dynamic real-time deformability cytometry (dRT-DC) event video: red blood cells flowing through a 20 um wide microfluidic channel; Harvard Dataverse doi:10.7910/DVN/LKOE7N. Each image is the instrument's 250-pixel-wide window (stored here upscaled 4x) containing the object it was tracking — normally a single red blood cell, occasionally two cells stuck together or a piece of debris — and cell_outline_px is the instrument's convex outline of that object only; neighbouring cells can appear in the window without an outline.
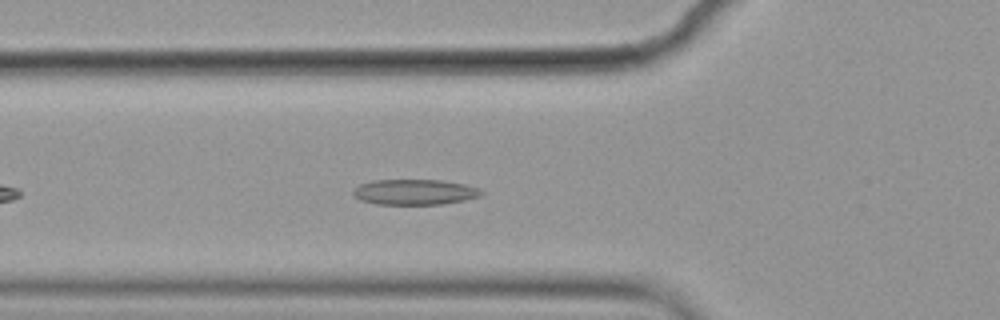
{"species": "common noctule bat (a hibernating species)", "species_latin": "Nyctalus noctula", "temperature_condition": "cold", "stored_images_in_passage": 43, "camera_frame_rate_fps": 3000, "um_per_image_px": 0.085, "animal": {"sex": "female", "body_mass_g": 19.9}, "frame": {"image": 1, "passage_image": 6, "time_ms": 1.667, "image_size_px": [1000, 320], "cell_outline_px": [[484, 192], [480, 196], [464, 200], [440, 204], [376, 204], [360, 200], [352, 196], [352, 192], [360, 184], [372, 180], [440, 180], [464, 184], [476, 188]], "centroid_in_image_um": [35.2, 16.32], "position_along_channel_um": 90.6, "area_um2": 18.9}}
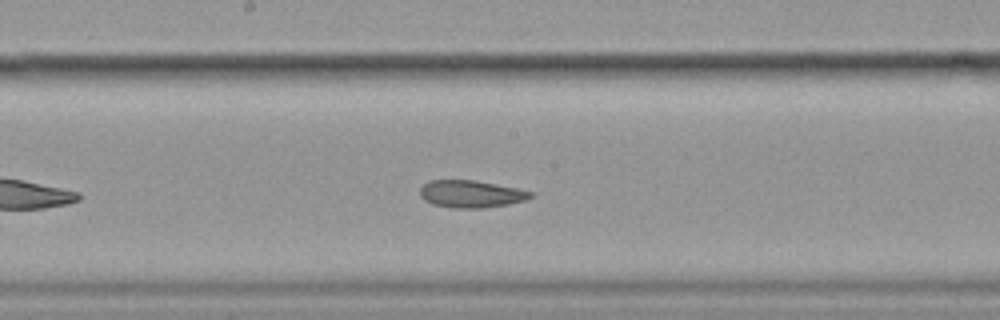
{"frame": {"image": 2, "passage_image": 16, "time_ms": 5.0, "image_size_px": [1000, 320], "cell_outline_px": [[532, 196], [524, 200], [508, 204], [484, 208], [452, 208], [432, 204], [424, 200], [420, 196], [420, 188], [428, 180], [476, 180], [516, 188], [532, 192]], "centroid_in_image_um": [39.98, 16.48], "position_along_channel_um": 208.2, "area_um2": 17.57}}
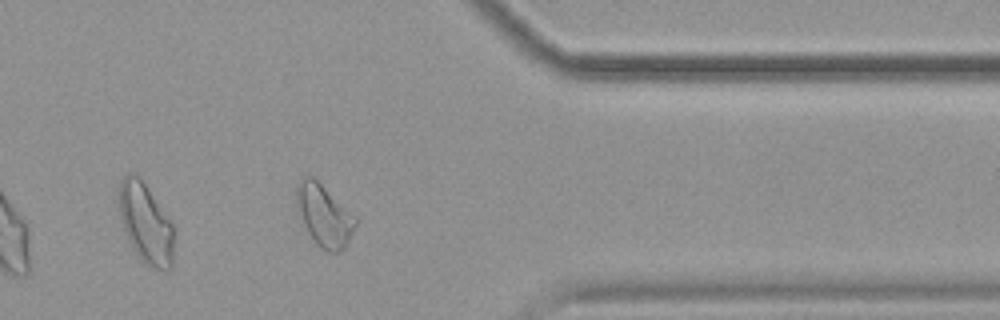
{"frame": {"image": 3, "passage_image": 32, "time_ms": 10.333, "image_size_px": [1000, 320], "cell_outline_px": [[356, 224], [344, 248], [340, 252], [328, 252], [320, 248], [316, 244], [308, 232], [296, 212], [296, 184], [300, 176], [312, 176], [356, 216]], "centroid_in_image_um": [27.5, 18.29], "position_along_channel_um": 383.9, "area_um2": 21.33}, "authors_computed_cell_mechanics": {"area_um2": 18.3804, "velocity_mm_per_s": 3.5271, "shape_relaxation_time_tau1_ms": null, "shape_relaxation_time_tau2_ms": 7.4553, "deformation_change_tau1": null, "deformation_change_tau2": 0.1554}}